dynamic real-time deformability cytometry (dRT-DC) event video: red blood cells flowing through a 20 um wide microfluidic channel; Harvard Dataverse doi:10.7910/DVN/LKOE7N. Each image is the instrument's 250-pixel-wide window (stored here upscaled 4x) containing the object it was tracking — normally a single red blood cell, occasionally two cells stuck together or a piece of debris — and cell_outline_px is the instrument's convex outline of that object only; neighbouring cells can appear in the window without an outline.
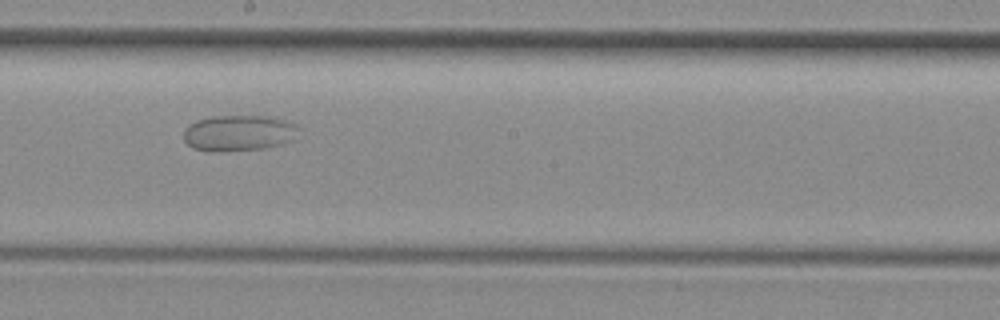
{"species": "common noctule bat (a hibernating species)", "species_latin": "Nyctalus noctula", "temperature_condition": "room temperature", "stored_images_in_passage": 32, "segment_of_instrument_passage": [1, 2], "camera_frame_rate_fps": 3000, "um_per_image_px": 0.085, "animal": {"sex": "female", "body_mass_g": 29.2, "forearm_length_mm": 56.3}, "frame": {"image": 1, "passage_image": 18, "time_ms": 5.667, "image_size_px": [1000, 320], "cell_outline_px": [[296, 128], [292, 140], [264, 148], [192, 148], [184, 140], [184, 128], [188, 124], [196, 120], [212, 116], [272, 116], [288, 120], [296, 124]], "centroid_in_image_um": [20.29, 11.23], "position_along_channel_um": 227.9, "area_um2": 23.0}}
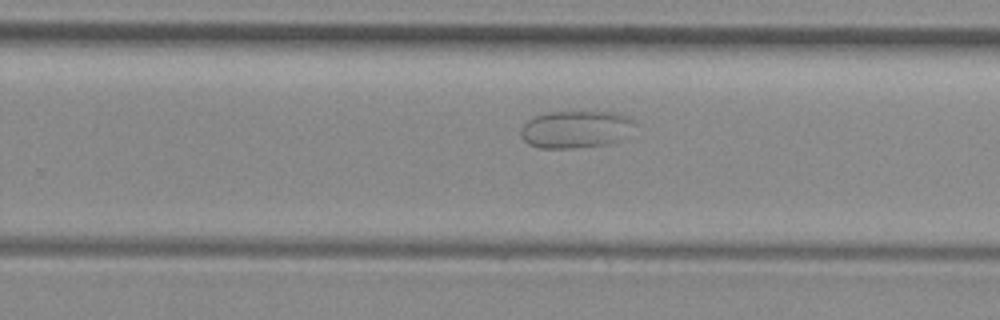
{"frame": {"image": 2, "passage_image": 22, "time_ms": 7.0, "image_size_px": [1000, 320], "cell_outline_px": [[636, 124], [620, 140], [608, 144], [572, 148], [540, 148], [528, 144], [520, 136], [520, 132], [524, 124], [528, 120], [536, 116], [548, 112], [592, 108], [616, 112], [628, 116], [636, 120]], "centroid_in_image_um": [48.98, 10.93], "position_along_channel_um": 280.8, "area_um2": 25.84}}
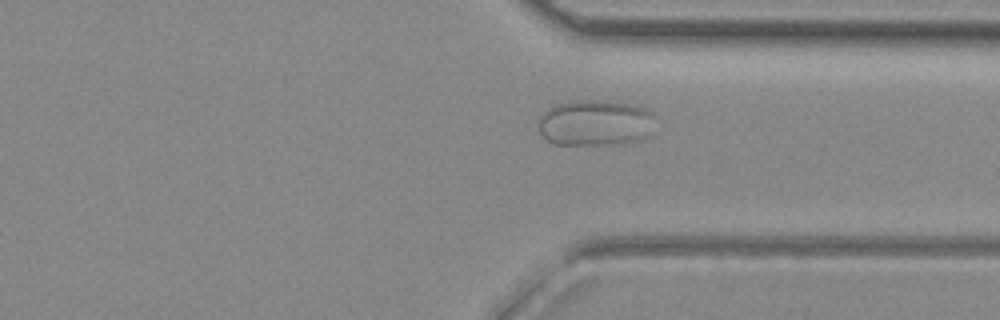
{"frame": {"image": 3, "passage_image": 28, "time_ms": 9.0, "image_size_px": [1000, 320], "cell_outline_px": [[656, 116], [644, 136], [636, 140], [600, 144], [556, 144], [548, 140], [540, 132], [540, 116], [548, 108], [556, 104], [572, 100], [600, 100], [628, 104], [644, 108], [652, 112]], "centroid_in_image_um": [50.54, 10.41], "position_along_channel_um": 360.9, "area_um2": 30.52}}